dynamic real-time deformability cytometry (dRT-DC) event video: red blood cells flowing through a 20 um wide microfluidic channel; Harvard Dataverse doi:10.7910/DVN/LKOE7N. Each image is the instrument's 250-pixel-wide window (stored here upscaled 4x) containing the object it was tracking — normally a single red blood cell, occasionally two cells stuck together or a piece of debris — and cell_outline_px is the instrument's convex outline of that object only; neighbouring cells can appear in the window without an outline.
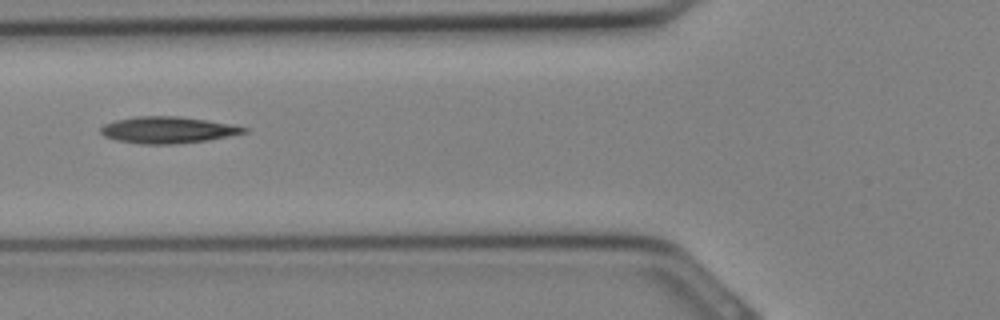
{"species": "Egyptian fruit bat (a non-hibernating species)", "species_latin": "Rousettus aegyptiacus", "temperature_condition": "cold", "stored_images_in_passage": 14, "camera_frame_rate_fps": 3000, "um_per_image_px": 0.085, "animal": {"sex": "female"}, "frame": {"image": 1, "passage_image": 3, "time_ms": 0.667, "image_size_px": [1000, 320], "cell_outline_px": [[252, 128], [248, 132], [208, 140], [176, 144], [140, 144], [116, 140], [104, 136], [100, 132], [100, 128], [104, 124], [116, 120], [136, 116], [176, 116], [232, 124]], "centroid_in_image_um": [14.28, 11.05], "position_along_channel_um": 111.5, "area_um2": 22.25}}
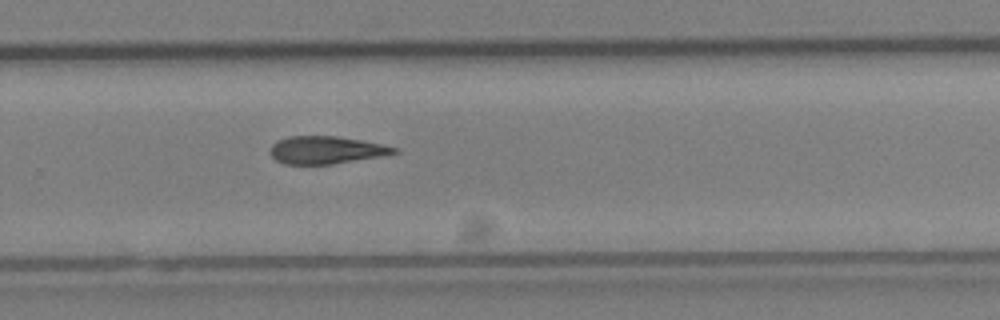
{"frame": {"image": 2, "passage_image": 12, "time_ms": 3.667, "image_size_px": [1000, 320], "cell_outline_px": [[400, 152], [380, 156], [332, 164], [284, 164], [276, 160], [268, 152], [268, 148], [276, 140], [288, 136], [336, 136], [360, 140], [400, 148]], "centroid_in_image_um": [27.67, 12.75], "position_along_channel_um": 302.1, "area_um2": 20.0}}
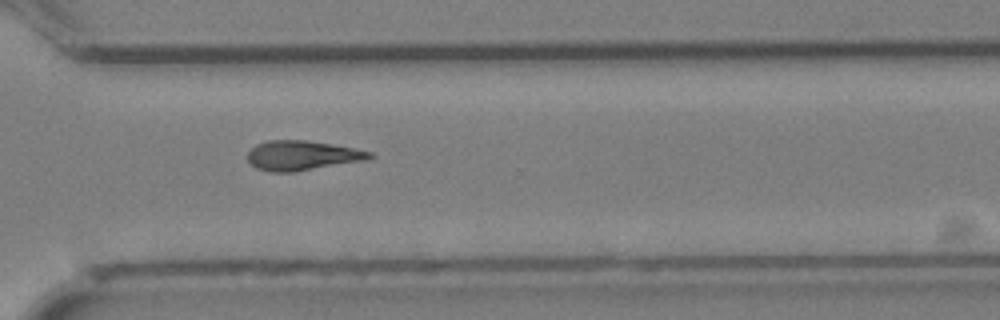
{"frame": {"image": 3, "passage_image": 14, "time_ms": 4.333, "image_size_px": [1000, 320], "cell_outline_px": [[376, 156], [368, 160], [292, 172], [272, 172], [256, 168], [248, 160], [248, 152], [256, 144], [268, 140], [308, 140], [332, 144], [372, 152]], "centroid_in_image_um": [25.7, 13.21], "position_along_channel_um": 344.9, "area_um2": 21.1}}